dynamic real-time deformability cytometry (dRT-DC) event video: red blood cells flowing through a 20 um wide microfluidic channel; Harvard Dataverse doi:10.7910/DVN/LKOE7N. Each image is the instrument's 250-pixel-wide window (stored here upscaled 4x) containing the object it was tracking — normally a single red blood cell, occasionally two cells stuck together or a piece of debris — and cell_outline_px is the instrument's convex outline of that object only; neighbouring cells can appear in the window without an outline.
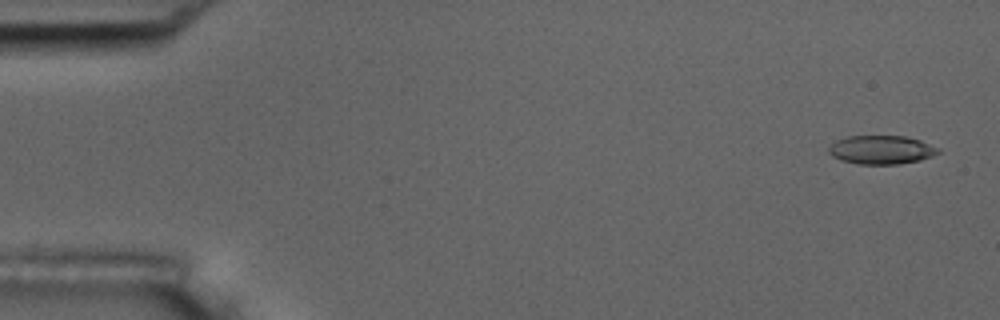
{"species": "common noctule bat (a hibernating species)", "species_latin": "Nyctalus noctula", "temperature_condition": "room temperature", "stored_images_in_passage": 55, "camera_frame_rate_fps": 3000, "um_per_image_px": 0.085, "animal": {"sex": "male", "body_mass_g": 17.5, "forearm_length_mm": 52.3}, "frame": {"image": 1, "passage_image": 2, "time_ms": 0.333, "image_size_px": [1000, 320], "cell_outline_px": [[940, 152], [932, 156], [920, 160], [900, 164], [860, 164], [840, 160], [832, 156], [828, 152], [828, 148], [836, 140], [848, 136], [904, 136], [920, 140], [940, 148]], "centroid_in_image_um": [74.92, 12.73], "position_along_channel_um": 10.1, "area_um2": 18.32}}
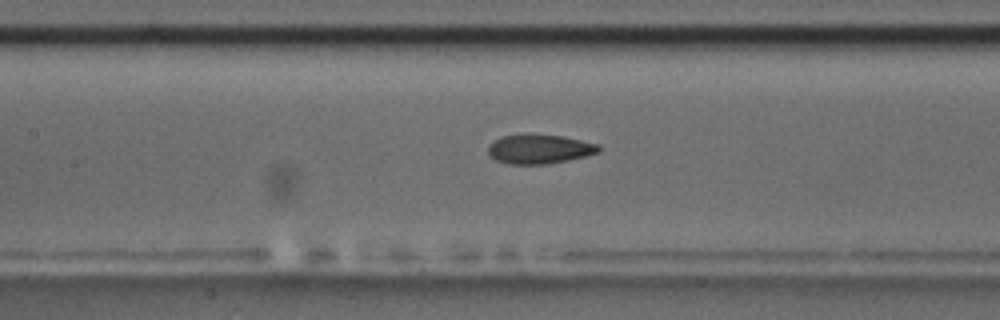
{"frame": {"image": 2, "passage_image": 25, "time_ms": 8.0, "image_size_px": [1000, 320], "cell_outline_px": [[600, 152], [568, 160], [548, 164], [508, 164], [496, 160], [488, 156], [488, 148], [492, 140], [500, 136], [564, 136], [600, 144]], "centroid_in_image_um": [45.85, 12.7], "position_along_channel_um": 161.6, "area_um2": 18.61}}
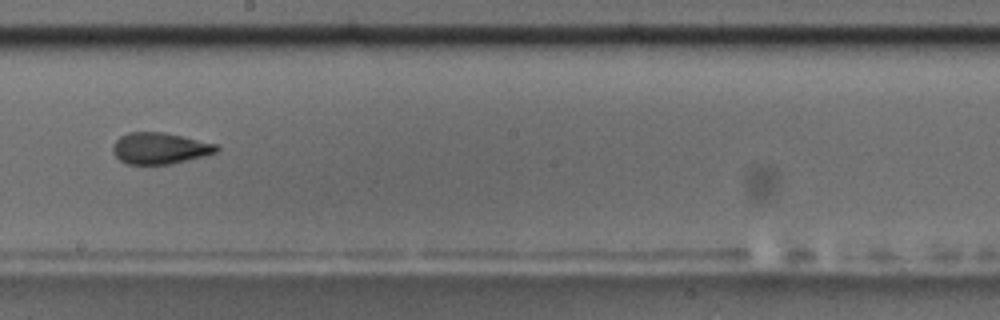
{"frame": {"image": 3, "passage_image": 31, "time_ms": 10.0, "image_size_px": [1000, 320], "cell_outline_px": [[220, 148], [216, 152], [204, 156], [172, 164], [128, 164], [120, 160], [112, 152], [112, 148], [116, 140], [120, 136], [128, 132], [164, 132], [216, 144]], "centroid_in_image_um": [13.57, 12.6], "position_along_channel_um": 234.6, "area_um2": 18.9}, "authors_computed_cell_mechanics": {"area_um2": 19.0162, "velocity_mm_per_s": 3.678, "shape_relaxation_time_tau1_ms": 4.5871, "shape_relaxation_time_tau2_ms": 1.9069, "deformation_change_tau1": 0.1735, "deformation_change_tau2": 0.096}}